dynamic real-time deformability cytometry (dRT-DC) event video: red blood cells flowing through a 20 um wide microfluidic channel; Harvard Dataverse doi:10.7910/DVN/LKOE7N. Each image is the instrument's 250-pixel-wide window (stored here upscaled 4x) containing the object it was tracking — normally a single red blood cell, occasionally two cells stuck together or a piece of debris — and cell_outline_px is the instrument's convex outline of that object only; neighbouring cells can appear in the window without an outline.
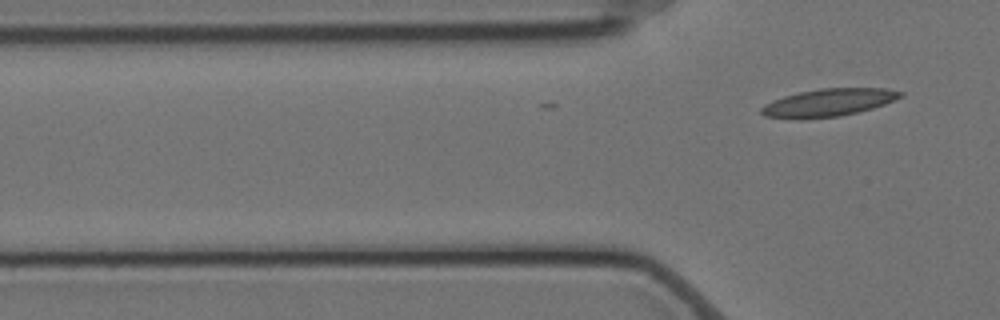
{"species": "Egyptian fruit bat (a non-hibernating species)", "species_latin": "Rousettus aegyptiacus", "temperature_condition": "cold", "stored_images_in_passage": 7, "camera_frame_rate_fps": 3000, "um_per_image_px": 0.085, "animal": {"sex": "female"}, "frame": {"image": 1, "passage_image": 7, "time_ms": 2.0, "image_size_px": [1000, 320], "cell_outline_px": [[904, 96], [884, 104], [872, 108], [840, 116], [764, 116], [760, 112], [760, 108], [764, 104], [772, 100], [784, 96], [800, 92], [820, 88], [884, 88], [904, 92]], "centroid_in_image_um": [70.5, 8.66], "position_along_channel_um": 55.3, "area_um2": 21.5}}